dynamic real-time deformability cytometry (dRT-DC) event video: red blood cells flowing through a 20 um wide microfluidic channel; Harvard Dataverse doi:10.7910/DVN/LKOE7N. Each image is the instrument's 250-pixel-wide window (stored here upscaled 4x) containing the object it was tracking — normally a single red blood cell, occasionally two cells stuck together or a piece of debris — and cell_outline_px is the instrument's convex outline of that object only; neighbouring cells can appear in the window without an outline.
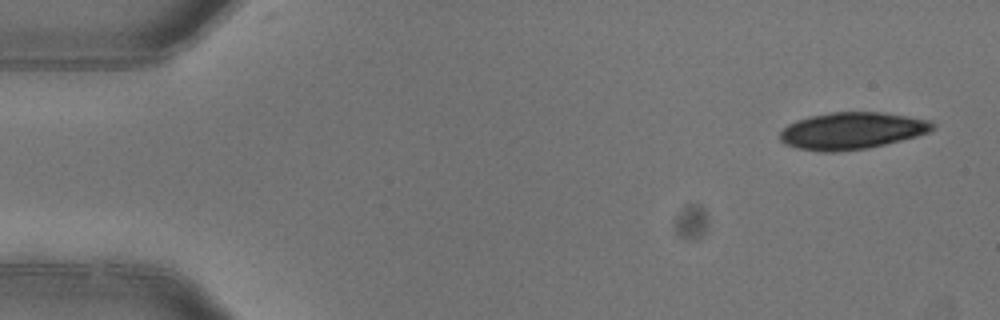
{"species": "common noctule bat (a hibernating species)", "species_latin": "Nyctalus noctula", "temperature_condition": "warm", "stored_images_in_passage": 3, "camera_frame_rate_fps": 3000, "um_per_image_px": 0.085, "animal": {"sex": "female"}, "frame": {"image": 1, "passage_image": 1, "time_ms": 0.0, "image_size_px": [1000, 320], "cell_outline_px": [[936, 128], [928, 132], [916, 136], [868, 148], [832, 152], [824, 152], [796, 148], [784, 144], [780, 140], [780, 132], [788, 124], [796, 120], [808, 116], [832, 112], [880, 112], [932, 120], [936, 124]], "centroid_in_image_um": [72.4, 11.11], "position_along_channel_um": 12.6, "area_um2": 32.89}}